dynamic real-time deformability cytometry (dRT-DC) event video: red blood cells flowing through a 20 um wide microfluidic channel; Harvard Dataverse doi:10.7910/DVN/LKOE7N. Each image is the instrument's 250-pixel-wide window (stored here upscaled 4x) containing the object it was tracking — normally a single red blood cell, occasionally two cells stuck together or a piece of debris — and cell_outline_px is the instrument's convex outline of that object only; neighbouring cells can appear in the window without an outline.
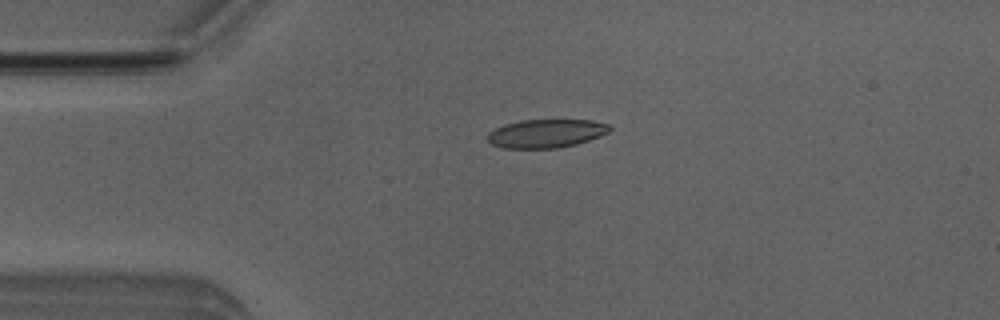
{"species": "Egyptian fruit bat (a non-hibernating species)", "species_latin": "Rousettus aegyptiacus", "temperature_condition": "room temperature", "stored_images_in_passage": 45, "camera_frame_rate_fps": 3000, "um_per_image_px": 0.085, "animal": {"sex": "male"}, "frame": {"image": 1, "passage_image": 5, "time_ms": 1.333, "image_size_px": [1000, 320], "cell_outline_px": [[612, 128], [608, 132], [600, 136], [576, 144], [556, 148], [504, 148], [492, 144], [488, 140], [488, 132], [504, 124], [520, 120], [592, 120], [608, 124]], "centroid_in_image_um": [46.42, 11.34], "position_along_channel_um": 38.6, "area_um2": 20.17}}
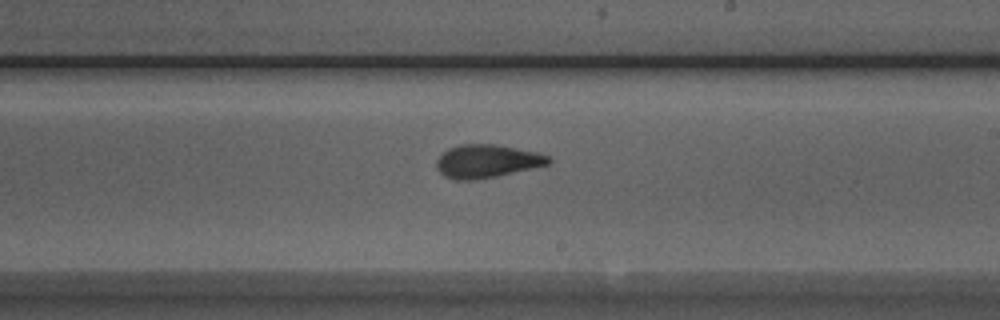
{"frame": {"image": 2, "passage_image": 23, "time_ms": 7.333, "image_size_px": [1000, 320], "cell_outline_px": [[552, 160], [548, 164], [532, 168], [496, 176], [472, 180], [456, 180], [444, 176], [436, 168], [436, 160], [448, 148], [460, 144], [492, 144], [536, 152], [548, 156]], "centroid_in_image_um": [41.34, 13.7], "position_along_channel_um": 247.7, "area_um2": 21.39}}
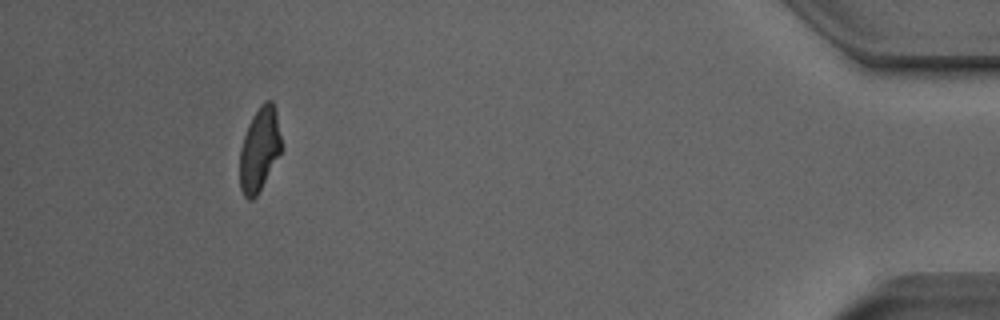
{"frame": {"image": 3, "passage_image": 41, "time_ms": 13.333, "image_size_px": [1000, 320], "cell_outline_px": [[280, 152], [256, 196], [252, 200], [248, 200], [244, 196], [240, 188], [240, 148], [248, 124], [252, 116], [260, 104], [264, 100], [272, 100], [276, 112], [280, 136]], "centroid_in_image_um": [22.02, 12.67], "position_along_channel_um": 413.2, "area_um2": 19.88}, "authors_computed_cell_mechanics": {"area_um2": 21.0392, "velocity_mm_per_s": 3.935, "shape_relaxation_time_tau1_ms": 5.8412, "shape_relaxation_time_tau2_ms": 1.9557, "deformation_change_tau1": 0.1795, "deformation_change_tau2": 0.089}}